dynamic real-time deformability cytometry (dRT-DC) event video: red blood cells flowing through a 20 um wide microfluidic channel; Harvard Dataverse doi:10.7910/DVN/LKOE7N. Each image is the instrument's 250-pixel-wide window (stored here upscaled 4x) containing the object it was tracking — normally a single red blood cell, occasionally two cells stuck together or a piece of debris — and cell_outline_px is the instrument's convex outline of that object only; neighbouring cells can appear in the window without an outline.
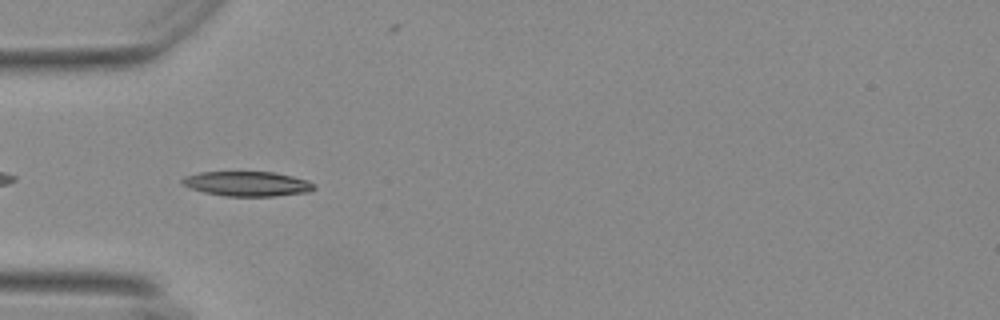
{"species": "Egyptian fruit bat (a non-hibernating species)", "species_latin": "Rousettus aegyptiacus", "temperature_condition": "warm", "stored_images_in_passage": 40, "camera_frame_rate_fps": 3000, "um_per_image_px": 0.085, "animal": {"sex": "female"}, "frame": {"image": 1, "passage_image": 2, "time_ms": 0.333, "image_size_px": [1000, 320], "cell_outline_px": [[316, 188], [308, 192], [276, 196], [224, 196], [204, 192], [192, 188], [184, 184], [180, 180], [184, 176], [200, 172], [272, 172], [292, 176], [308, 180], [316, 184]], "centroid_in_image_um": [21.05, 15.62], "position_along_channel_um": 63.9, "area_um2": 19.02}}
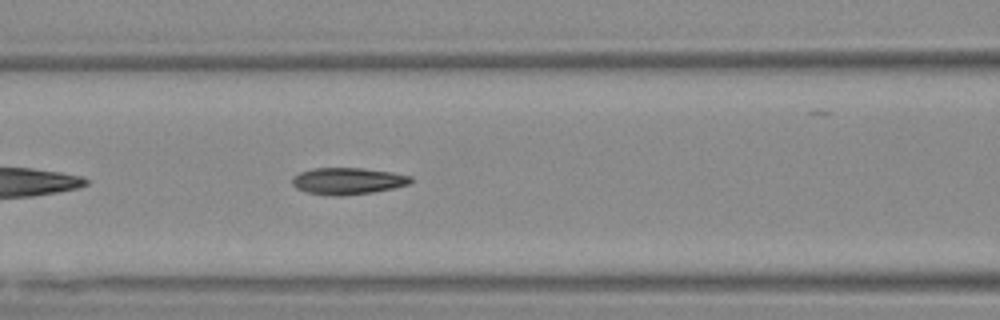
{"frame": {"image": 2, "passage_image": 8, "time_ms": 2.333, "image_size_px": [1000, 320], "cell_outline_px": [[412, 180], [408, 184], [392, 188], [372, 192], [340, 196], [332, 196], [304, 192], [296, 188], [292, 184], [292, 176], [300, 172], [312, 168], [360, 168], [392, 172], [412, 176]], "centroid_in_image_um": [29.51, 15.38], "position_along_channel_um": 137.1, "area_um2": 18.5}}
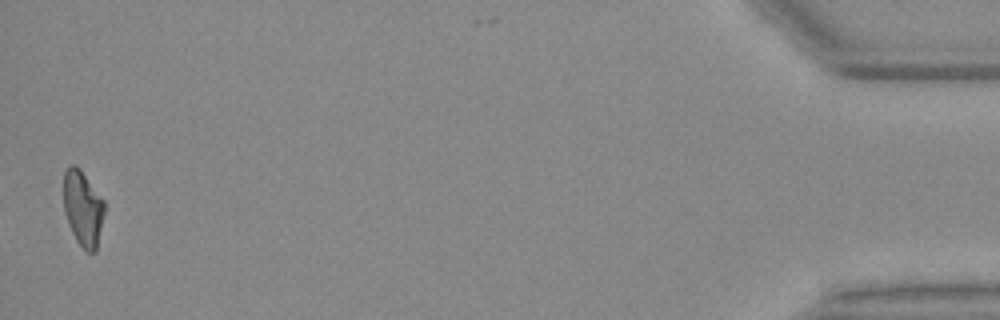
{"frame": {"image": 3, "passage_image": 39, "time_ms": 12.667, "image_size_px": [1000, 320], "cell_outline_px": [[104, 212], [96, 252], [88, 252], [76, 240], [68, 224], [64, 212], [64, 172], [72, 164], [76, 164], [80, 168], [104, 200]], "centroid_in_image_um": [7.04, 17.69], "position_along_channel_um": 428.2, "area_um2": 17.86}, "authors_computed_cell_mechanics": {"area_um2": 18.2359, "velocity_mm_per_s": 3.7136, "shape_relaxation_time_tau1_ms": 5.7262, "shape_relaxation_time_tau2_ms": 2.3052, "deformation_change_tau1": 0.1975, "deformation_change_tau2": 0.0912}}